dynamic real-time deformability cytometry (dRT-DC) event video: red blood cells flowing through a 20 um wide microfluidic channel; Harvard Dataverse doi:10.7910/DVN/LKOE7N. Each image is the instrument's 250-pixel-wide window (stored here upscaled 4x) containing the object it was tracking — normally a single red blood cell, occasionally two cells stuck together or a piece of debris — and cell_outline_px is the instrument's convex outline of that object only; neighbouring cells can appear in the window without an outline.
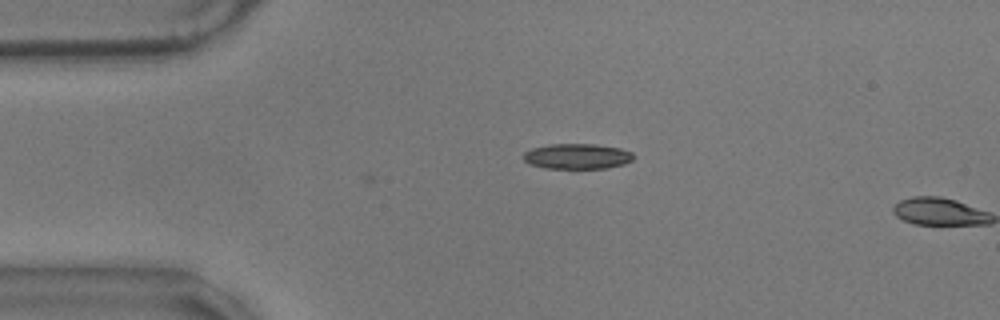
{"species": "common noctule bat (a hibernating species)", "species_latin": "Nyctalus noctula", "temperature_condition": "warm", "stored_images_in_passage": 10, "camera_frame_rate_fps": 3000, "um_per_image_px": 0.085, "animal": {"sex": "male", "body_mass_g": 17.9}, "frame": {"image": 1, "passage_image": 10, "time_ms": 3.0, "image_size_px": [1000, 320], "cell_outline_px": [[632, 160], [624, 164], [608, 168], [544, 168], [528, 164], [520, 156], [524, 152], [532, 148], [548, 144], [596, 144], [620, 148], [632, 152]], "centroid_in_image_um": [49.01, 13.28], "position_along_channel_um": 36.0, "area_um2": 16.42}}